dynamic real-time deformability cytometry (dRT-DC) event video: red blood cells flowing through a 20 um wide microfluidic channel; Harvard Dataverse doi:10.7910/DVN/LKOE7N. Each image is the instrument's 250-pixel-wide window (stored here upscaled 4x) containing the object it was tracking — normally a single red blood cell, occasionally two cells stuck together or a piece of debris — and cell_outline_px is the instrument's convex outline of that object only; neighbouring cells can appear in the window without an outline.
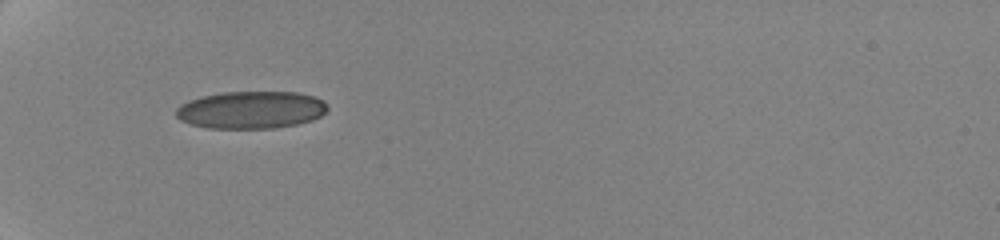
{"species": "human", "species_latin": "Homo sapiens", "temperature_condition": "cold", "stored_images_in_passage": 28, "camera_frame_rate_fps": 3000, "um_per_image_px": 0.085, "donor": {"sex": "female"}, "frame": {"image": 1, "passage_image": 1, "time_ms": 0.0, "image_size_px": [1000, 240], "cell_outline_px": [[328, 108], [320, 116], [312, 120], [296, 124], [276, 128], [208, 128], [192, 124], [180, 120], [176, 116], [176, 108], [180, 104], [188, 100], [204, 96], [224, 92], [300, 92], [316, 96], [324, 100]], "centroid_in_image_um": [21.36, 9.33], "position_along_channel_um": 63.6, "area_um2": 33.12}}
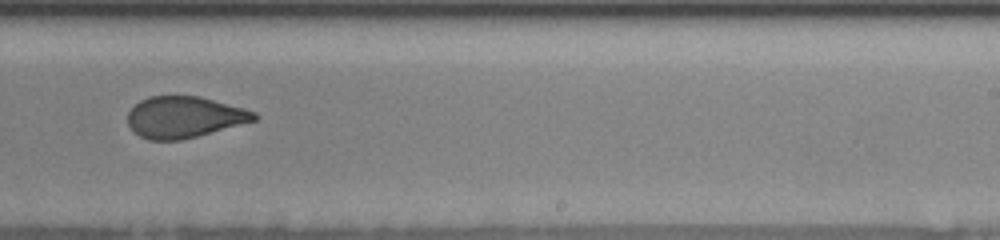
{"frame": {"image": 2, "passage_image": 14, "time_ms": 6.333, "image_size_px": [1000, 240], "cell_outline_px": [[260, 116], [256, 120], [196, 136], [180, 140], [148, 140], [132, 132], [128, 124], [128, 112], [140, 100], [148, 96], [200, 96], [244, 108], [256, 112]], "centroid_in_image_um": [15.65, 9.95], "position_along_channel_um": 273.4, "area_um2": 30.46}}
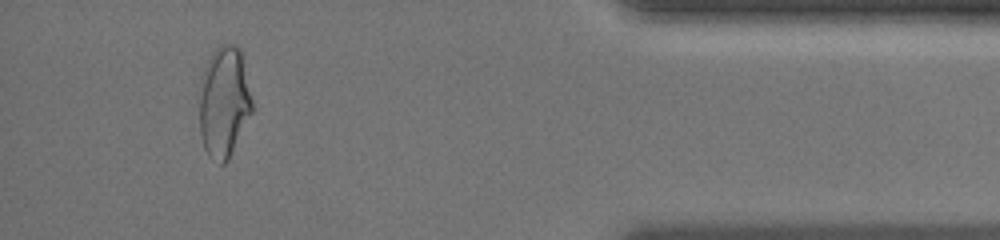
{"frame": {"image": 3, "passage_image": 26, "time_ms": 11.333, "image_size_px": [1000, 240], "cell_outline_px": [[252, 112], [228, 160], [224, 164], [220, 164], [212, 160], [208, 156], [204, 148], [200, 136], [196, 96], [196, 92], [200, 76], [212, 52], [220, 44], [236, 44], [240, 48], [252, 100]], "centroid_in_image_um": [18.97, 8.67], "position_along_channel_um": 416.2, "area_um2": 35.2}, "authors_computed_cell_mechanics": {"area_um2": 32.5414, "velocity_mm_per_s": 3.5357, "shape_relaxation_time_tau1_ms": 11.2087, "shape_relaxation_time_tau2_ms": 1.4237, "deformation_change_tau1": 0.2252, "deformation_change_tau2": 0.0624}}